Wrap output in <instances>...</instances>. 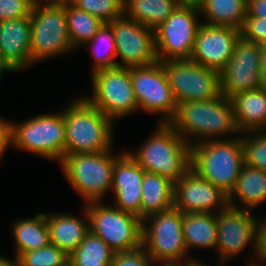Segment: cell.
<instances>
[{"label":"cell","mask_w":266,"mask_h":266,"mask_svg":"<svg viewBox=\"0 0 266 266\" xmlns=\"http://www.w3.org/2000/svg\"><path fill=\"white\" fill-rule=\"evenodd\" d=\"M168 124L190 145L222 139L232 133L241 134L236 125L231 98L223 94L214 100L177 104L175 116Z\"/></svg>","instance_id":"6da1fadb"},{"label":"cell","mask_w":266,"mask_h":266,"mask_svg":"<svg viewBox=\"0 0 266 266\" xmlns=\"http://www.w3.org/2000/svg\"><path fill=\"white\" fill-rule=\"evenodd\" d=\"M65 156L113 149L115 121L79 97L63 110Z\"/></svg>","instance_id":"7a4b0ae2"},{"label":"cell","mask_w":266,"mask_h":266,"mask_svg":"<svg viewBox=\"0 0 266 266\" xmlns=\"http://www.w3.org/2000/svg\"><path fill=\"white\" fill-rule=\"evenodd\" d=\"M241 134L191 145L190 168L204 180L230 194L244 165Z\"/></svg>","instance_id":"3957f363"},{"label":"cell","mask_w":266,"mask_h":266,"mask_svg":"<svg viewBox=\"0 0 266 266\" xmlns=\"http://www.w3.org/2000/svg\"><path fill=\"white\" fill-rule=\"evenodd\" d=\"M158 124L139 149L127 152L146 172L175 183L190 168L191 145L168 123Z\"/></svg>","instance_id":"277c9868"},{"label":"cell","mask_w":266,"mask_h":266,"mask_svg":"<svg viewBox=\"0 0 266 266\" xmlns=\"http://www.w3.org/2000/svg\"><path fill=\"white\" fill-rule=\"evenodd\" d=\"M105 152L66 155L59 163L71 187L86 204L102 202L112 188L113 166L122 154Z\"/></svg>","instance_id":"5b68a950"},{"label":"cell","mask_w":266,"mask_h":266,"mask_svg":"<svg viewBox=\"0 0 266 266\" xmlns=\"http://www.w3.org/2000/svg\"><path fill=\"white\" fill-rule=\"evenodd\" d=\"M8 121L10 145L35 155L61 161L65 157V122L60 113H45L20 124Z\"/></svg>","instance_id":"8992f818"},{"label":"cell","mask_w":266,"mask_h":266,"mask_svg":"<svg viewBox=\"0 0 266 266\" xmlns=\"http://www.w3.org/2000/svg\"><path fill=\"white\" fill-rule=\"evenodd\" d=\"M30 20L33 64L74 50L67 30L65 4L34 2Z\"/></svg>","instance_id":"52a82bcc"},{"label":"cell","mask_w":266,"mask_h":266,"mask_svg":"<svg viewBox=\"0 0 266 266\" xmlns=\"http://www.w3.org/2000/svg\"><path fill=\"white\" fill-rule=\"evenodd\" d=\"M92 234L101 238L115 253L142 246V220L102 202L85 204Z\"/></svg>","instance_id":"ba28073f"},{"label":"cell","mask_w":266,"mask_h":266,"mask_svg":"<svg viewBox=\"0 0 266 266\" xmlns=\"http://www.w3.org/2000/svg\"><path fill=\"white\" fill-rule=\"evenodd\" d=\"M142 247L153 261L200 262L187 254L189 252L183 237L182 212L175 207L142 220Z\"/></svg>","instance_id":"9c48e42d"},{"label":"cell","mask_w":266,"mask_h":266,"mask_svg":"<svg viewBox=\"0 0 266 266\" xmlns=\"http://www.w3.org/2000/svg\"><path fill=\"white\" fill-rule=\"evenodd\" d=\"M90 78L93 92L83 97L115 122L139 110L129 68L99 70Z\"/></svg>","instance_id":"30bf717a"},{"label":"cell","mask_w":266,"mask_h":266,"mask_svg":"<svg viewBox=\"0 0 266 266\" xmlns=\"http://www.w3.org/2000/svg\"><path fill=\"white\" fill-rule=\"evenodd\" d=\"M199 17L200 10L197 3L182 2L155 29L156 49L159 61L191 58L196 35L202 24L198 22Z\"/></svg>","instance_id":"8fae6325"},{"label":"cell","mask_w":266,"mask_h":266,"mask_svg":"<svg viewBox=\"0 0 266 266\" xmlns=\"http://www.w3.org/2000/svg\"><path fill=\"white\" fill-rule=\"evenodd\" d=\"M162 64L177 104L214 100L222 94L220 72L190 59L166 60Z\"/></svg>","instance_id":"7c38bea8"},{"label":"cell","mask_w":266,"mask_h":266,"mask_svg":"<svg viewBox=\"0 0 266 266\" xmlns=\"http://www.w3.org/2000/svg\"><path fill=\"white\" fill-rule=\"evenodd\" d=\"M133 90L139 111L160 114L158 123H169L175 116L177 103L161 61L146 66L130 67Z\"/></svg>","instance_id":"4fadbf2b"},{"label":"cell","mask_w":266,"mask_h":266,"mask_svg":"<svg viewBox=\"0 0 266 266\" xmlns=\"http://www.w3.org/2000/svg\"><path fill=\"white\" fill-rule=\"evenodd\" d=\"M114 32L118 67H137L159 61L155 30L123 15L108 23ZM120 57V62L117 60Z\"/></svg>","instance_id":"5bb4252c"},{"label":"cell","mask_w":266,"mask_h":266,"mask_svg":"<svg viewBox=\"0 0 266 266\" xmlns=\"http://www.w3.org/2000/svg\"><path fill=\"white\" fill-rule=\"evenodd\" d=\"M254 216L252 210L228 206L217 213L216 256L219 264L224 265L232 257L244 251L255 238L260 218ZM224 263V264H223Z\"/></svg>","instance_id":"9a60e30c"},{"label":"cell","mask_w":266,"mask_h":266,"mask_svg":"<svg viewBox=\"0 0 266 266\" xmlns=\"http://www.w3.org/2000/svg\"><path fill=\"white\" fill-rule=\"evenodd\" d=\"M228 206V195L191 168L174 183V207L183 214H217Z\"/></svg>","instance_id":"2e32d148"},{"label":"cell","mask_w":266,"mask_h":266,"mask_svg":"<svg viewBox=\"0 0 266 266\" xmlns=\"http://www.w3.org/2000/svg\"><path fill=\"white\" fill-rule=\"evenodd\" d=\"M260 63L257 43L240 38L231 59L220 72L221 93L231 98L242 91L259 89Z\"/></svg>","instance_id":"e0dca14e"},{"label":"cell","mask_w":266,"mask_h":266,"mask_svg":"<svg viewBox=\"0 0 266 266\" xmlns=\"http://www.w3.org/2000/svg\"><path fill=\"white\" fill-rule=\"evenodd\" d=\"M241 30L229 26H212L204 22L198 29L190 60L221 72L231 59Z\"/></svg>","instance_id":"ac0fdd59"},{"label":"cell","mask_w":266,"mask_h":266,"mask_svg":"<svg viewBox=\"0 0 266 266\" xmlns=\"http://www.w3.org/2000/svg\"><path fill=\"white\" fill-rule=\"evenodd\" d=\"M145 170L127 151L115 160L112 188L116 208L141 219L142 182Z\"/></svg>","instance_id":"d6986e66"},{"label":"cell","mask_w":266,"mask_h":266,"mask_svg":"<svg viewBox=\"0 0 266 266\" xmlns=\"http://www.w3.org/2000/svg\"><path fill=\"white\" fill-rule=\"evenodd\" d=\"M30 16L0 22V54L14 71L34 66L30 59Z\"/></svg>","instance_id":"ffe728a7"},{"label":"cell","mask_w":266,"mask_h":266,"mask_svg":"<svg viewBox=\"0 0 266 266\" xmlns=\"http://www.w3.org/2000/svg\"><path fill=\"white\" fill-rule=\"evenodd\" d=\"M85 218L65 213L45 214L49 228L50 243L68 256L81 244L90 232L89 219L84 208Z\"/></svg>","instance_id":"44dd1931"},{"label":"cell","mask_w":266,"mask_h":266,"mask_svg":"<svg viewBox=\"0 0 266 266\" xmlns=\"http://www.w3.org/2000/svg\"><path fill=\"white\" fill-rule=\"evenodd\" d=\"M235 121L240 133L266 131V91H242L231 97Z\"/></svg>","instance_id":"7402d4cb"},{"label":"cell","mask_w":266,"mask_h":266,"mask_svg":"<svg viewBox=\"0 0 266 266\" xmlns=\"http://www.w3.org/2000/svg\"><path fill=\"white\" fill-rule=\"evenodd\" d=\"M237 201L239 202L235 203ZM265 201L266 171L244 164L234 188L228 195L229 206L253 210ZM239 203L240 206L237 205Z\"/></svg>","instance_id":"603a6c76"},{"label":"cell","mask_w":266,"mask_h":266,"mask_svg":"<svg viewBox=\"0 0 266 266\" xmlns=\"http://www.w3.org/2000/svg\"><path fill=\"white\" fill-rule=\"evenodd\" d=\"M141 220L174 207V182L145 172L142 182Z\"/></svg>","instance_id":"cb8c5ba5"},{"label":"cell","mask_w":266,"mask_h":266,"mask_svg":"<svg viewBox=\"0 0 266 266\" xmlns=\"http://www.w3.org/2000/svg\"><path fill=\"white\" fill-rule=\"evenodd\" d=\"M183 237L187 250L190 248L215 249L217 244V214L182 213Z\"/></svg>","instance_id":"d4e9b609"},{"label":"cell","mask_w":266,"mask_h":266,"mask_svg":"<svg viewBox=\"0 0 266 266\" xmlns=\"http://www.w3.org/2000/svg\"><path fill=\"white\" fill-rule=\"evenodd\" d=\"M197 5L207 25L241 30L247 16V0H199Z\"/></svg>","instance_id":"484cf974"},{"label":"cell","mask_w":266,"mask_h":266,"mask_svg":"<svg viewBox=\"0 0 266 266\" xmlns=\"http://www.w3.org/2000/svg\"><path fill=\"white\" fill-rule=\"evenodd\" d=\"M11 226L15 240V257L21 253L40 249L50 243L49 228L45 213H37L33 218L16 220Z\"/></svg>","instance_id":"4316f807"},{"label":"cell","mask_w":266,"mask_h":266,"mask_svg":"<svg viewBox=\"0 0 266 266\" xmlns=\"http://www.w3.org/2000/svg\"><path fill=\"white\" fill-rule=\"evenodd\" d=\"M181 3V0H124V15L155 30Z\"/></svg>","instance_id":"83f0119b"},{"label":"cell","mask_w":266,"mask_h":266,"mask_svg":"<svg viewBox=\"0 0 266 266\" xmlns=\"http://www.w3.org/2000/svg\"><path fill=\"white\" fill-rule=\"evenodd\" d=\"M65 14L68 35L74 50L89 42L104 24L97 17L77 9L71 3L65 4Z\"/></svg>","instance_id":"f1b7e54d"},{"label":"cell","mask_w":266,"mask_h":266,"mask_svg":"<svg viewBox=\"0 0 266 266\" xmlns=\"http://www.w3.org/2000/svg\"><path fill=\"white\" fill-rule=\"evenodd\" d=\"M115 252L98 236L89 232L69 255L74 266H110Z\"/></svg>","instance_id":"f546056e"},{"label":"cell","mask_w":266,"mask_h":266,"mask_svg":"<svg viewBox=\"0 0 266 266\" xmlns=\"http://www.w3.org/2000/svg\"><path fill=\"white\" fill-rule=\"evenodd\" d=\"M114 32L108 23H104L94 37L84 46L90 47L93 56V68L96 71L117 67Z\"/></svg>","instance_id":"4dcf8cb0"},{"label":"cell","mask_w":266,"mask_h":266,"mask_svg":"<svg viewBox=\"0 0 266 266\" xmlns=\"http://www.w3.org/2000/svg\"><path fill=\"white\" fill-rule=\"evenodd\" d=\"M241 143L244 152V163L266 171V131L243 132L241 133Z\"/></svg>","instance_id":"1f68e13d"},{"label":"cell","mask_w":266,"mask_h":266,"mask_svg":"<svg viewBox=\"0 0 266 266\" xmlns=\"http://www.w3.org/2000/svg\"><path fill=\"white\" fill-rule=\"evenodd\" d=\"M70 3L103 23H110L124 15V0H72Z\"/></svg>","instance_id":"d6a6232c"},{"label":"cell","mask_w":266,"mask_h":266,"mask_svg":"<svg viewBox=\"0 0 266 266\" xmlns=\"http://www.w3.org/2000/svg\"><path fill=\"white\" fill-rule=\"evenodd\" d=\"M19 266H63L69 256L54 244L21 253L17 257Z\"/></svg>","instance_id":"836d02e7"},{"label":"cell","mask_w":266,"mask_h":266,"mask_svg":"<svg viewBox=\"0 0 266 266\" xmlns=\"http://www.w3.org/2000/svg\"><path fill=\"white\" fill-rule=\"evenodd\" d=\"M34 5V0H0V22L28 17Z\"/></svg>","instance_id":"e575fe53"},{"label":"cell","mask_w":266,"mask_h":266,"mask_svg":"<svg viewBox=\"0 0 266 266\" xmlns=\"http://www.w3.org/2000/svg\"><path fill=\"white\" fill-rule=\"evenodd\" d=\"M152 265H153L152 258L147 254L145 249L141 246L140 248L133 251L115 253L110 266H152Z\"/></svg>","instance_id":"d590c367"},{"label":"cell","mask_w":266,"mask_h":266,"mask_svg":"<svg viewBox=\"0 0 266 266\" xmlns=\"http://www.w3.org/2000/svg\"><path fill=\"white\" fill-rule=\"evenodd\" d=\"M241 38L252 43L266 41V18L246 17Z\"/></svg>","instance_id":"8d00e7d4"},{"label":"cell","mask_w":266,"mask_h":266,"mask_svg":"<svg viewBox=\"0 0 266 266\" xmlns=\"http://www.w3.org/2000/svg\"><path fill=\"white\" fill-rule=\"evenodd\" d=\"M255 255L254 258H251L247 262V266H265L266 263V218H262L259 221L257 227V233L255 238ZM261 260V261H260ZM258 262V263H257ZM264 262V265H262Z\"/></svg>","instance_id":"74e56055"},{"label":"cell","mask_w":266,"mask_h":266,"mask_svg":"<svg viewBox=\"0 0 266 266\" xmlns=\"http://www.w3.org/2000/svg\"><path fill=\"white\" fill-rule=\"evenodd\" d=\"M266 18V0H247V16Z\"/></svg>","instance_id":"f35d334b"},{"label":"cell","mask_w":266,"mask_h":266,"mask_svg":"<svg viewBox=\"0 0 266 266\" xmlns=\"http://www.w3.org/2000/svg\"><path fill=\"white\" fill-rule=\"evenodd\" d=\"M10 145V133L8 120L0 116V159L5 154Z\"/></svg>","instance_id":"ab89813d"},{"label":"cell","mask_w":266,"mask_h":266,"mask_svg":"<svg viewBox=\"0 0 266 266\" xmlns=\"http://www.w3.org/2000/svg\"><path fill=\"white\" fill-rule=\"evenodd\" d=\"M257 45L261 56L259 88L266 91V41L258 42Z\"/></svg>","instance_id":"60d3db41"},{"label":"cell","mask_w":266,"mask_h":266,"mask_svg":"<svg viewBox=\"0 0 266 266\" xmlns=\"http://www.w3.org/2000/svg\"><path fill=\"white\" fill-rule=\"evenodd\" d=\"M196 263V261H153V266H194Z\"/></svg>","instance_id":"b9f144b4"},{"label":"cell","mask_w":266,"mask_h":266,"mask_svg":"<svg viewBox=\"0 0 266 266\" xmlns=\"http://www.w3.org/2000/svg\"><path fill=\"white\" fill-rule=\"evenodd\" d=\"M0 266H19V261L17 257H15L13 261H11L8 258L0 255Z\"/></svg>","instance_id":"7bdbcfd3"},{"label":"cell","mask_w":266,"mask_h":266,"mask_svg":"<svg viewBox=\"0 0 266 266\" xmlns=\"http://www.w3.org/2000/svg\"><path fill=\"white\" fill-rule=\"evenodd\" d=\"M4 72H14L9 65L2 59V56L0 54V81H1V76Z\"/></svg>","instance_id":"ee69618b"},{"label":"cell","mask_w":266,"mask_h":266,"mask_svg":"<svg viewBox=\"0 0 266 266\" xmlns=\"http://www.w3.org/2000/svg\"><path fill=\"white\" fill-rule=\"evenodd\" d=\"M42 3H53V4H66L70 3L72 0H34V2H41Z\"/></svg>","instance_id":"f6af8a7d"},{"label":"cell","mask_w":266,"mask_h":266,"mask_svg":"<svg viewBox=\"0 0 266 266\" xmlns=\"http://www.w3.org/2000/svg\"><path fill=\"white\" fill-rule=\"evenodd\" d=\"M181 1L187 3H197L199 0H181Z\"/></svg>","instance_id":"bcb514c9"},{"label":"cell","mask_w":266,"mask_h":266,"mask_svg":"<svg viewBox=\"0 0 266 266\" xmlns=\"http://www.w3.org/2000/svg\"><path fill=\"white\" fill-rule=\"evenodd\" d=\"M63 266H74L70 261H67Z\"/></svg>","instance_id":"7dc6e473"},{"label":"cell","mask_w":266,"mask_h":266,"mask_svg":"<svg viewBox=\"0 0 266 266\" xmlns=\"http://www.w3.org/2000/svg\"><path fill=\"white\" fill-rule=\"evenodd\" d=\"M194 266H206V265L203 264L202 262H197Z\"/></svg>","instance_id":"c3c4849f"}]
</instances>
